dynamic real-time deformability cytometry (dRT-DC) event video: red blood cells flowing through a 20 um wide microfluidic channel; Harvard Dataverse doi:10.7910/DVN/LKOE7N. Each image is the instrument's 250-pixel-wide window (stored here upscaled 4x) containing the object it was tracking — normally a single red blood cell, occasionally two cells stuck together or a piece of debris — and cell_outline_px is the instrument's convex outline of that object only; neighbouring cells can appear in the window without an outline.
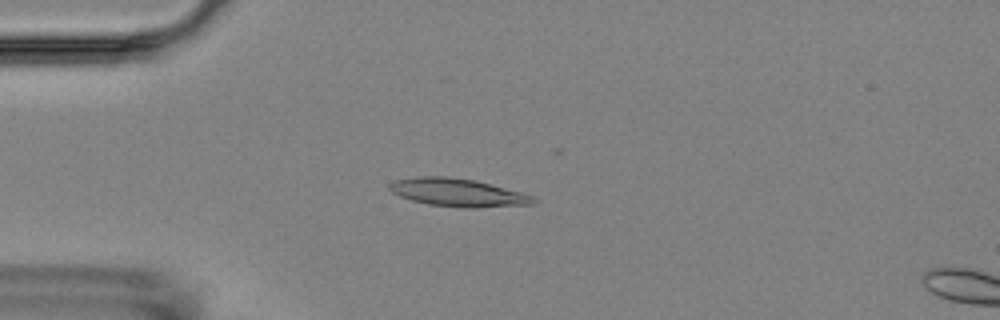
{"species": "Egyptian fruit bat (a non-hibernating species)", "species_latin": "Rousettus aegyptiacus", "temperature_condition": "room temperature", "stored_images_in_passage": 5, "camera_frame_rate_fps": 3000, "um_per_image_px": 0.085, "animal": {"sex": "female"}, "frame": {"image": 1, "passage_image": 4, "time_ms": 4.333, "image_size_px": [1000, 320], "cell_outline_px": [[536, 204], [476, 208], [464, 208], [428, 204], [412, 200], [400, 196], [392, 192], [388, 188], [388, 184], [392, 180], [416, 176], [448, 176], [476, 180], [524, 192], [532, 196], [536, 200]], "centroid_in_image_um": [38.93, 16.36], "position_along_channel_um": 46.1, "area_um2": 23.87}}